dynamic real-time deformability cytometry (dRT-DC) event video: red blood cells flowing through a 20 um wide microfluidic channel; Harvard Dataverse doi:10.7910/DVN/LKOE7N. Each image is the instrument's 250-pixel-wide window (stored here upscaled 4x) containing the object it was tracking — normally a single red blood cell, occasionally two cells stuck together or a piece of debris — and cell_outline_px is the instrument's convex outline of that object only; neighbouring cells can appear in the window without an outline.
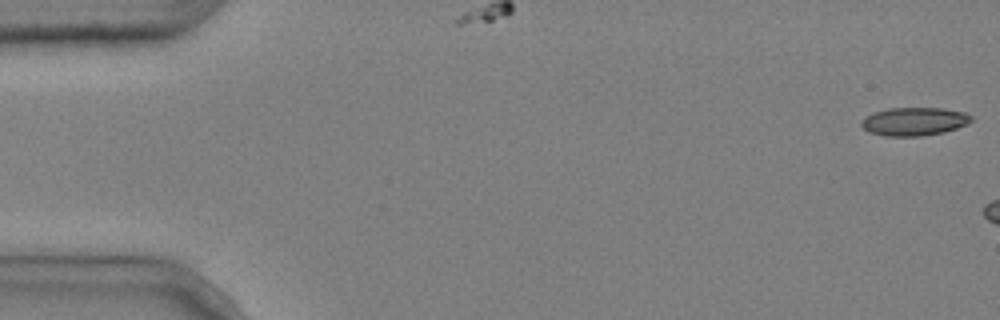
{"species": "common noctule bat (a hibernating species)", "species_latin": "Nyctalus noctula", "temperature_condition": "cold", "stored_images_in_passage": 9, "camera_frame_rate_fps": 3000, "um_per_image_px": 0.085, "animal": {"sex": "male", "body_mass_g": 20.4}, "frame": {"image": 1, "passage_image": 1, "time_ms": 0.0, "image_size_px": [1000, 320], "cell_outline_px": [[972, 120], [968, 124], [944, 132], [920, 136], [884, 136], [868, 132], [860, 124], [860, 120], [864, 116], [872, 112], [888, 108], [944, 108], [964, 112], [972, 116]], "centroid_in_image_um": [77.67, 10.32], "position_along_channel_um": 7.3, "area_um2": 18.32}}
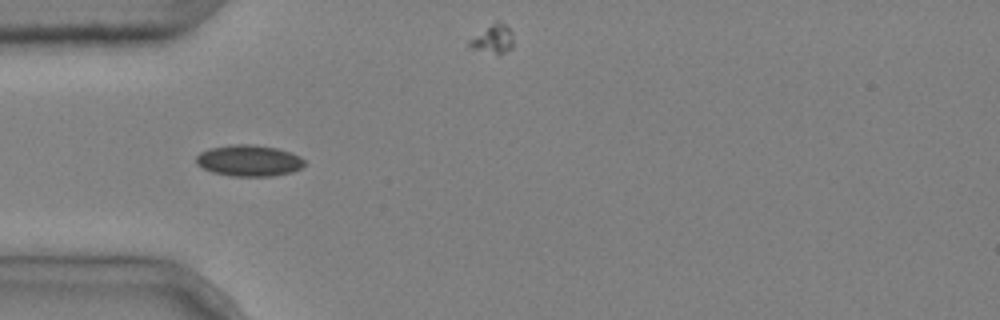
{"frame": {"image": 2, "passage_image": 6, "time_ms": 1.667, "image_size_px": [1000, 320], "cell_outline_px": [[304, 164], [300, 168], [292, 172], [272, 176], [228, 176], [212, 172], [196, 164], [196, 156], [200, 152], [208, 148], [232, 144], [252, 144], [276, 148], [300, 156], [304, 160]], "centroid_in_image_um": [21.12, 13.65], "position_along_channel_um": 63.9, "area_um2": 19.77}}